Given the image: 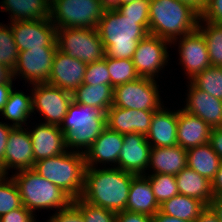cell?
Segmentation results:
<instances>
[{"label":"cell","instance_id":"4dcf8cb0","mask_svg":"<svg viewBox=\"0 0 222 222\" xmlns=\"http://www.w3.org/2000/svg\"><path fill=\"white\" fill-rule=\"evenodd\" d=\"M33 113L32 110V95H25L24 92L19 90H12L7 103L4 106L1 114L5 119L12 121L13 127H22L26 124L29 116Z\"/></svg>","mask_w":222,"mask_h":222},{"label":"cell","instance_id":"ffe728a7","mask_svg":"<svg viewBox=\"0 0 222 222\" xmlns=\"http://www.w3.org/2000/svg\"><path fill=\"white\" fill-rule=\"evenodd\" d=\"M188 95L183 110L201 118L211 128L222 127V100L188 83Z\"/></svg>","mask_w":222,"mask_h":222},{"label":"cell","instance_id":"f1b7e54d","mask_svg":"<svg viewBox=\"0 0 222 222\" xmlns=\"http://www.w3.org/2000/svg\"><path fill=\"white\" fill-rule=\"evenodd\" d=\"M221 164L220 157L208 142L187 150V166L212 181Z\"/></svg>","mask_w":222,"mask_h":222},{"label":"cell","instance_id":"7bdbcfd3","mask_svg":"<svg viewBox=\"0 0 222 222\" xmlns=\"http://www.w3.org/2000/svg\"><path fill=\"white\" fill-rule=\"evenodd\" d=\"M35 214L26 209L23 205L20 208L11 210L0 217V222H36Z\"/></svg>","mask_w":222,"mask_h":222},{"label":"cell","instance_id":"f5cc1de1","mask_svg":"<svg viewBox=\"0 0 222 222\" xmlns=\"http://www.w3.org/2000/svg\"><path fill=\"white\" fill-rule=\"evenodd\" d=\"M209 207L217 215L220 222H222V197H214L210 202Z\"/></svg>","mask_w":222,"mask_h":222},{"label":"cell","instance_id":"603a6c76","mask_svg":"<svg viewBox=\"0 0 222 222\" xmlns=\"http://www.w3.org/2000/svg\"><path fill=\"white\" fill-rule=\"evenodd\" d=\"M212 128L201 118L178 110L177 142L185 150L209 142Z\"/></svg>","mask_w":222,"mask_h":222},{"label":"cell","instance_id":"db71d44e","mask_svg":"<svg viewBox=\"0 0 222 222\" xmlns=\"http://www.w3.org/2000/svg\"><path fill=\"white\" fill-rule=\"evenodd\" d=\"M153 222H190L184 221L176 217H171L161 213L160 211L156 212L155 215L152 217Z\"/></svg>","mask_w":222,"mask_h":222},{"label":"cell","instance_id":"52a82bcc","mask_svg":"<svg viewBox=\"0 0 222 222\" xmlns=\"http://www.w3.org/2000/svg\"><path fill=\"white\" fill-rule=\"evenodd\" d=\"M103 13L99 0H52L50 3V19L57 29H95Z\"/></svg>","mask_w":222,"mask_h":222},{"label":"cell","instance_id":"1f68e13d","mask_svg":"<svg viewBox=\"0 0 222 222\" xmlns=\"http://www.w3.org/2000/svg\"><path fill=\"white\" fill-rule=\"evenodd\" d=\"M197 30L205 39L211 65L222 66V24L205 21L199 17Z\"/></svg>","mask_w":222,"mask_h":222},{"label":"cell","instance_id":"8992f818","mask_svg":"<svg viewBox=\"0 0 222 222\" xmlns=\"http://www.w3.org/2000/svg\"><path fill=\"white\" fill-rule=\"evenodd\" d=\"M16 172L11 177L18 187L22 205L32 213L38 209L53 210L52 208L57 212L72 202L64 191L33 169Z\"/></svg>","mask_w":222,"mask_h":222},{"label":"cell","instance_id":"277c9868","mask_svg":"<svg viewBox=\"0 0 222 222\" xmlns=\"http://www.w3.org/2000/svg\"><path fill=\"white\" fill-rule=\"evenodd\" d=\"M86 168L83 153L67 150L60 155L35 162L33 170L74 200L82 195Z\"/></svg>","mask_w":222,"mask_h":222},{"label":"cell","instance_id":"bcb514c9","mask_svg":"<svg viewBox=\"0 0 222 222\" xmlns=\"http://www.w3.org/2000/svg\"><path fill=\"white\" fill-rule=\"evenodd\" d=\"M12 128L13 126L10 125L9 123L6 124V122L5 123L0 122V169L1 171H2V160L4 157V152H5V148L8 141V134Z\"/></svg>","mask_w":222,"mask_h":222},{"label":"cell","instance_id":"e0dca14e","mask_svg":"<svg viewBox=\"0 0 222 222\" xmlns=\"http://www.w3.org/2000/svg\"><path fill=\"white\" fill-rule=\"evenodd\" d=\"M86 67L85 62L57 49L47 84L72 93L83 83Z\"/></svg>","mask_w":222,"mask_h":222},{"label":"cell","instance_id":"484cf974","mask_svg":"<svg viewBox=\"0 0 222 222\" xmlns=\"http://www.w3.org/2000/svg\"><path fill=\"white\" fill-rule=\"evenodd\" d=\"M175 178L180 195L196 198L209 206L214 198L210 180L188 166L175 175Z\"/></svg>","mask_w":222,"mask_h":222},{"label":"cell","instance_id":"ee69618b","mask_svg":"<svg viewBox=\"0 0 222 222\" xmlns=\"http://www.w3.org/2000/svg\"><path fill=\"white\" fill-rule=\"evenodd\" d=\"M116 222H153L151 216L126 210L116 213Z\"/></svg>","mask_w":222,"mask_h":222},{"label":"cell","instance_id":"f6af8a7d","mask_svg":"<svg viewBox=\"0 0 222 222\" xmlns=\"http://www.w3.org/2000/svg\"><path fill=\"white\" fill-rule=\"evenodd\" d=\"M209 143L222 162V127L212 128Z\"/></svg>","mask_w":222,"mask_h":222},{"label":"cell","instance_id":"9a60e30c","mask_svg":"<svg viewBox=\"0 0 222 222\" xmlns=\"http://www.w3.org/2000/svg\"><path fill=\"white\" fill-rule=\"evenodd\" d=\"M176 42H179V63L185 69L184 74H187L189 81L211 65L205 39L197 29L171 44H177Z\"/></svg>","mask_w":222,"mask_h":222},{"label":"cell","instance_id":"ab89813d","mask_svg":"<svg viewBox=\"0 0 222 222\" xmlns=\"http://www.w3.org/2000/svg\"><path fill=\"white\" fill-rule=\"evenodd\" d=\"M83 83L88 85H110V74L107 69L106 55L101 61L87 64Z\"/></svg>","mask_w":222,"mask_h":222},{"label":"cell","instance_id":"4fadbf2b","mask_svg":"<svg viewBox=\"0 0 222 222\" xmlns=\"http://www.w3.org/2000/svg\"><path fill=\"white\" fill-rule=\"evenodd\" d=\"M57 49L58 47H41L20 51L12 77L16 79L18 75L22 76L31 85L47 83Z\"/></svg>","mask_w":222,"mask_h":222},{"label":"cell","instance_id":"44dd1931","mask_svg":"<svg viewBox=\"0 0 222 222\" xmlns=\"http://www.w3.org/2000/svg\"><path fill=\"white\" fill-rule=\"evenodd\" d=\"M28 132L32 141L35 162L67 151L65 134L60 129V126L41 122L35 129Z\"/></svg>","mask_w":222,"mask_h":222},{"label":"cell","instance_id":"83f0119b","mask_svg":"<svg viewBox=\"0 0 222 222\" xmlns=\"http://www.w3.org/2000/svg\"><path fill=\"white\" fill-rule=\"evenodd\" d=\"M72 100L75 103L87 105L107 113L113 104V87L111 85H88L82 83L74 92Z\"/></svg>","mask_w":222,"mask_h":222},{"label":"cell","instance_id":"b9f144b4","mask_svg":"<svg viewBox=\"0 0 222 222\" xmlns=\"http://www.w3.org/2000/svg\"><path fill=\"white\" fill-rule=\"evenodd\" d=\"M200 17L215 24H222V0H208V4Z\"/></svg>","mask_w":222,"mask_h":222},{"label":"cell","instance_id":"ba28073f","mask_svg":"<svg viewBox=\"0 0 222 222\" xmlns=\"http://www.w3.org/2000/svg\"><path fill=\"white\" fill-rule=\"evenodd\" d=\"M57 46L62 53L86 64L101 61L106 55L97 28H58Z\"/></svg>","mask_w":222,"mask_h":222},{"label":"cell","instance_id":"5b68a950","mask_svg":"<svg viewBox=\"0 0 222 222\" xmlns=\"http://www.w3.org/2000/svg\"><path fill=\"white\" fill-rule=\"evenodd\" d=\"M106 126V113L72 100L60 126L65 134L66 149L74 148L72 151L84 154Z\"/></svg>","mask_w":222,"mask_h":222},{"label":"cell","instance_id":"8fae6325","mask_svg":"<svg viewBox=\"0 0 222 222\" xmlns=\"http://www.w3.org/2000/svg\"><path fill=\"white\" fill-rule=\"evenodd\" d=\"M167 45L172 44L151 34L138 42L132 61L140 77L154 80L159 77L158 73L169 61Z\"/></svg>","mask_w":222,"mask_h":222},{"label":"cell","instance_id":"30bf717a","mask_svg":"<svg viewBox=\"0 0 222 222\" xmlns=\"http://www.w3.org/2000/svg\"><path fill=\"white\" fill-rule=\"evenodd\" d=\"M31 87L32 110L44 116V124L61 126L72 102V93L47 83H35Z\"/></svg>","mask_w":222,"mask_h":222},{"label":"cell","instance_id":"f35d334b","mask_svg":"<svg viewBox=\"0 0 222 222\" xmlns=\"http://www.w3.org/2000/svg\"><path fill=\"white\" fill-rule=\"evenodd\" d=\"M149 8L150 0H135L120 5L118 11L126 18L139 19V24L149 32Z\"/></svg>","mask_w":222,"mask_h":222},{"label":"cell","instance_id":"9c48e42d","mask_svg":"<svg viewBox=\"0 0 222 222\" xmlns=\"http://www.w3.org/2000/svg\"><path fill=\"white\" fill-rule=\"evenodd\" d=\"M156 80L139 77L113 88V104L119 108L158 111L161 103Z\"/></svg>","mask_w":222,"mask_h":222},{"label":"cell","instance_id":"6da1fadb","mask_svg":"<svg viewBox=\"0 0 222 222\" xmlns=\"http://www.w3.org/2000/svg\"><path fill=\"white\" fill-rule=\"evenodd\" d=\"M136 175L116 167L86 168L81 198L114 212L124 211L131 181Z\"/></svg>","mask_w":222,"mask_h":222},{"label":"cell","instance_id":"ac0fdd59","mask_svg":"<svg viewBox=\"0 0 222 222\" xmlns=\"http://www.w3.org/2000/svg\"><path fill=\"white\" fill-rule=\"evenodd\" d=\"M155 111L126 109L111 106L106 113L107 126L120 134L147 135Z\"/></svg>","mask_w":222,"mask_h":222},{"label":"cell","instance_id":"816d5d0a","mask_svg":"<svg viewBox=\"0 0 222 222\" xmlns=\"http://www.w3.org/2000/svg\"><path fill=\"white\" fill-rule=\"evenodd\" d=\"M103 12L117 11L120 7L119 0H99Z\"/></svg>","mask_w":222,"mask_h":222},{"label":"cell","instance_id":"9f6ffc18","mask_svg":"<svg viewBox=\"0 0 222 222\" xmlns=\"http://www.w3.org/2000/svg\"><path fill=\"white\" fill-rule=\"evenodd\" d=\"M120 1V5L135 1V0H119Z\"/></svg>","mask_w":222,"mask_h":222},{"label":"cell","instance_id":"3957f363","mask_svg":"<svg viewBox=\"0 0 222 222\" xmlns=\"http://www.w3.org/2000/svg\"><path fill=\"white\" fill-rule=\"evenodd\" d=\"M199 17L194 9L178 0H150L149 34L172 43L195 31Z\"/></svg>","mask_w":222,"mask_h":222},{"label":"cell","instance_id":"d590c367","mask_svg":"<svg viewBox=\"0 0 222 222\" xmlns=\"http://www.w3.org/2000/svg\"><path fill=\"white\" fill-rule=\"evenodd\" d=\"M19 50L14 41L11 25L0 24V64L9 68H15Z\"/></svg>","mask_w":222,"mask_h":222},{"label":"cell","instance_id":"11a10c76","mask_svg":"<svg viewBox=\"0 0 222 222\" xmlns=\"http://www.w3.org/2000/svg\"><path fill=\"white\" fill-rule=\"evenodd\" d=\"M12 77V71L0 64V84L7 82Z\"/></svg>","mask_w":222,"mask_h":222},{"label":"cell","instance_id":"d6a6232c","mask_svg":"<svg viewBox=\"0 0 222 222\" xmlns=\"http://www.w3.org/2000/svg\"><path fill=\"white\" fill-rule=\"evenodd\" d=\"M189 82L196 88L222 100V66L210 65Z\"/></svg>","mask_w":222,"mask_h":222},{"label":"cell","instance_id":"f546056e","mask_svg":"<svg viewBox=\"0 0 222 222\" xmlns=\"http://www.w3.org/2000/svg\"><path fill=\"white\" fill-rule=\"evenodd\" d=\"M205 208L206 205L200 200L178 194L163 202L159 211L171 217L194 222Z\"/></svg>","mask_w":222,"mask_h":222},{"label":"cell","instance_id":"d4e9b609","mask_svg":"<svg viewBox=\"0 0 222 222\" xmlns=\"http://www.w3.org/2000/svg\"><path fill=\"white\" fill-rule=\"evenodd\" d=\"M159 208L149 180L144 175H136L131 181L125 210L153 217Z\"/></svg>","mask_w":222,"mask_h":222},{"label":"cell","instance_id":"681fc988","mask_svg":"<svg viewBox=\"0 0 222 222\" xmlns=\"http://www.w3.org/2000/svg\"><path fill=\"white\" fill-rule=\"evenodd\" d=\"M194 222H220V220L214 211L209 206H206Z\"/></svg>","mask_w":222,"mask_h":222},{"label":"cell","instance_id":"836d02e7","mask_svg":"<svg viewBox=\"0 0 222 222\" xmlns=\"http://www.w3.org/2000/svg\"><path fill=\"white\" fill-rule=\"evenodd\" d=\"M106 64L110 74V85L113 88L140 77L131 59H117L106 56Z\"/></svg>","mask_w":222,"mask_h":222},{"label":"cell","instance_id":"7c38bea8","mask_svg":"<svg viewBox=\"0 0 222 222\" xmlns=\"http://www.w3.org/2000/svg\"><path fill=\"white\" fill-rule=\"evenodd\" d=\"M19 52L57 46V28L50 17L38 20L10 22Z\"/></svg>","mask_w":222,"mask_h":222},{"label":"cell","instance_id":"7a4b0ae2","mask_svg":"<svg viewBox=\"0 0 222 222\" xmlns=\"http://www.w3.org/2000/svg\"><path fill=\"white\" fill-rule=\"evenodd\" d=\"M97 30L106 56L117 59L132 60L138 42L149 34L139 19L126 18L118 10L104 12Z\"/></svg>","mask_w":222,"mask_h":222},{"label":"cell","instance_id":"f907efd6","mask_svg":"<svg viewBox=\"0 0 222 222\" xmlns=\"http://www.w3.org/2000/svg\"><path fill=\"white\" fill-rule=\"evenodd\" d=\"M178 1L189 5L199 15H201L204 12V10L208 4V0H178Z\"/></svg>","mask_w":222,"mask_h":222},{"label":"cell","instance_id":"c3c4849f","mask_svg":"<svg viewBox=\"0 0 222 222\" xmlns=\"http://www.w3.org/2000/svg\"><path fill=\"white\" fill-rule=\"evenodd\" d=\"M211 183L214 197H222V162Z\"/></svg>","mask_w":222,"mask_h":222},{"label":"cell","instance_id":"4316f807","mask_svg":"<svg viewBox=\"0 0 222 222\" xmlns=\"http://www.w3.org/2000/svg\"><path fill=\"white\" fill-rule=\"evenodd\" d=\"M1 3L2 12L11 13L10 22L50 17V0H2Z\"/></svg>","mask_w":222,"mask_h":222},{"label":"cell","instance_id":"5bb4252c","mask_svg":"<svg viewBox=\"0 0 222 222\" xmlns=\"http://www.w3.org/2000/svg\"><path fill=\"white\" fill-rule=\"evenodd\" d=\"M29 128L13 127L8 134V141L2 160V173L8 175V170L17 171L33 169L35 165L32 141L27 132Z\"/></svg>","mask_w":222,"mask_h":222},{"label":"cell","instance_id":"d6986e66","mask_svg":"<svg viewBox=\"0 0 222 222\" xmlns=\"http://www.w3.org/2000/svg\"><path fill=\"white\" fill-rule=\"evenodd\" d=\"M124 143V135L106 126L90 148L84 153L86 167L97 168L98 163L118 164L119 154ZM96 165V166H95Z\"/></svg>","mask_w":222,"mask_h":222},{"label":"cell","instance_id":"8d00e7d4","mask_svg":"<svg viewBox=\"0 0 222 222\" xmlns=\"http://www.w3.org/2000/svg\"><path fill=\"white\" fill-rule=\"evenodd\" d=\"M22 206L18 187L12 177H0V217Z\"/></svg>","mask_w":222,"mask_h":222},{"label":"cell","instance_id":"60d3db41","mask_svg":"<svg viewBox=\"0 0 222 222\" xmlns=\"http://www.w3.org/2000/svg\"><path fill=\"white\" fill-rule=\"evenodd\" d=\"M47 222H85L79 208L71 202L67 207L53 214Z\"/></svg>","mask_w":222,"mask_h":222},{"label":"cell","instance_id":"e575fe53","mask_svg":"<svg viewBox=\"0 0 222 222\" xmlns=\"http://www.w3.org/2000/svg\"><path fill=\"white\" fill-rule=\"evenodd\" d=\"M144 176L149 180L159 205L179 194L175 175L145 173Z\"/></svg>","mask_w":222,"mask_h":222},{"label":"cell","instance_id":"2e32d148","mask_svg":"<svg viewBox=\"0 0 222 222\" xmlns=\"http://www.w3.org/2000/svg\"><path fill=\"white\" fill-rule=\"evenodd\" d=\"M151 145L145 135L124 134V143L119 154L117 168L134 174L145 175L148 170Z\"/></svg>","mask_w":222,"mask_h":222},{"label":"cell","instance_id":"7402d4cb","mask_svg":"<svg viewBox=\"0 0 222 222\" xmlns=\"http://www.w3.org/2000/svg\"><path fill=\"white\" fill-rule=\"evenodd\" d=\"M178 110L170 111L164 105L155 111L146 135L151 147H171L177 142ZM152 142H151V141Z\"/></svg>","mask_w":222,"mask_h":222},{"label":"cell","instance_id":"cb8c5ba5","mask_svg":"<svg viewBox=\"0 0 222 222\" xmlns=\"http://www.w3.org/2000/svg\"><path fill=\"white\" fill-rule=\"evenodd\" d=\"M186 166L187 150L179 145L151 147L148 169L152 168L154 173L177 175Z\"/></svg>","mask_w":222,"mask_h":222},{"label":"cell","instance_id":"74e56055","mask_svg":"<svg viewBox=\"0 0 222 222\" xmlns=\"http://www.w3.org/2000/svg\"><path fill=\"white\" fill-rule=\"evenodd\" d=\"M79 208L85 222H116V212L86 202L81 197L72 200Z\"/></svg>","mask_w":222,"mask_h":222},{"label":"cell","instance_id":"6f0895ef","mask_svg":"<svg viewBox=\"0 0 222 222\" xmlns=\"http://www.w3.org/2000/svg\"><path fill=\"white\" fill-rule=\"evenodd\" d=\"M3 176V173H2V171H1V169H0V177H2Z\"/></svg>","mask_w":222,"mask_h":222},{"label":"cell","instance_id":"7dc6e473","mask_svg":"<svg viewBox=\"0 0 222 222\" xmlns=\"http://www.w3.org/2000/svg\"><path fill=\"white\" fill-rule=\"evenodd\" d=\"M13 80L14 78L11 77L7 82L0 84V113L4 109V106L7 103L12 90L14 89L12 88Z\"/></svg>","mask_w":222,"mask_h":222}]
</instances>
